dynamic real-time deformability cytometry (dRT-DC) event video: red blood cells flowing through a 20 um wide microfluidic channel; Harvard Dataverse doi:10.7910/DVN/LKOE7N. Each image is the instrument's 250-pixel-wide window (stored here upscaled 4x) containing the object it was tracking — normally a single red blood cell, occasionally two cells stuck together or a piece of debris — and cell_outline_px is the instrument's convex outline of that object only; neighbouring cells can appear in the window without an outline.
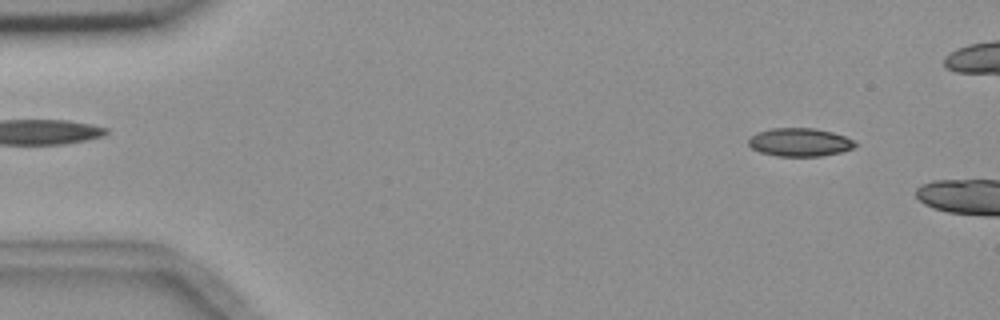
{"species": "common noctule bat (a hibernating species)", "species_latin": "Nyctalus noctula", "temperature_condition": "room temperature", "stored_images_in_passage": 2, "camera_frame_rate_fps": 3000, "um_per_image_px": 0.085, "animal": {"sex": "female", "body_mass_g": 18.4}, "frame": {"image": 1, "passage_image": 1, "time_ms": 0.0, "image_size_px": [1000, 320], "cell_outline_px": [[860, 144], [856, 148], [840, 152], [820, 156], [776, 156], [760, 152], [752, 148], [748, 144], [748, 140], [756, 132], [772, 128], [816, 128], [832, 132], [844, 136]], "centroid_in_image_um": [68.0, 12.09], "position_along_channel_um": 17.0, "area_um2": 17.69}}